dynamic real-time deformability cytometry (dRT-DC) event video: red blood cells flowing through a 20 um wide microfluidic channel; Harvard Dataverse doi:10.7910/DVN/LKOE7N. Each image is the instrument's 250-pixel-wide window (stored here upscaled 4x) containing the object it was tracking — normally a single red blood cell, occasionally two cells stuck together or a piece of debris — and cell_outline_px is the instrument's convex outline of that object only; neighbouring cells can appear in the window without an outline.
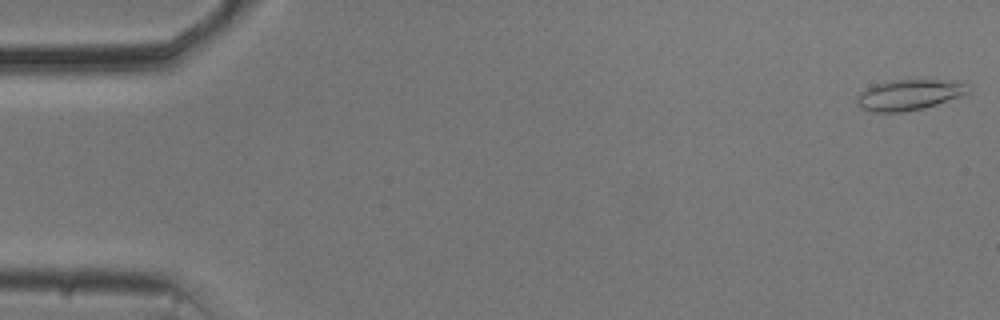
{"species": "common noctule bat (a hibernating species)", "species_latin": "Nyctalus noctula", "temperature_condition": "cold", "stored_images_in_passage": 54, "camera_frame_rate_fps": 3000, "um_per_image_px": 0.085, "animal": {"sex": "male", "body_mass_g": 20.5, "forearm_length_mm": 52.5}, "frame": {"image": 1, "passage_image": 1, "time_ms": 0.0, "image_size_px": [1000, 320], "cell_outline_px": [[972, 92], [924, 108], [900, 112], [872, 112], [860, 108], [856, 104], [856, 96], [860, 92], [876, 84], [892, 80], [952, 80], [968, 84], [972, 88]], "centroid_in_image_um": [77.29, 8.06], "position_along_channel_um": 7.7, "area_um2": 20.0}}
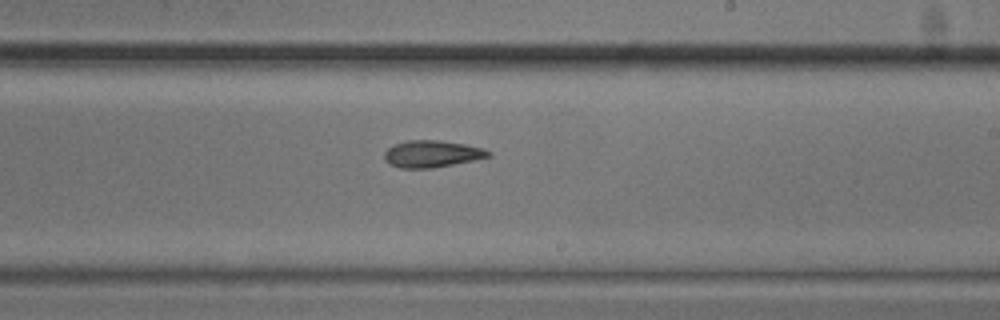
{"frame": {"image": 2, "passage_image": 32, "time_ms": 10.333, "image_size_px": [1000, 320], "cell_outline_px": [[492, 156], [432, 168], [400, 168], [388, 164], [384, 160], [384, 152], [388, 148], [396, 144], [408, 140], [440, 140], [464, 144], [484, 148], [492, 152]], "centroid_in_image_um": [36.7, 13.08], "position_along_channel_um": 252.3, "area_um2": 16.3}}
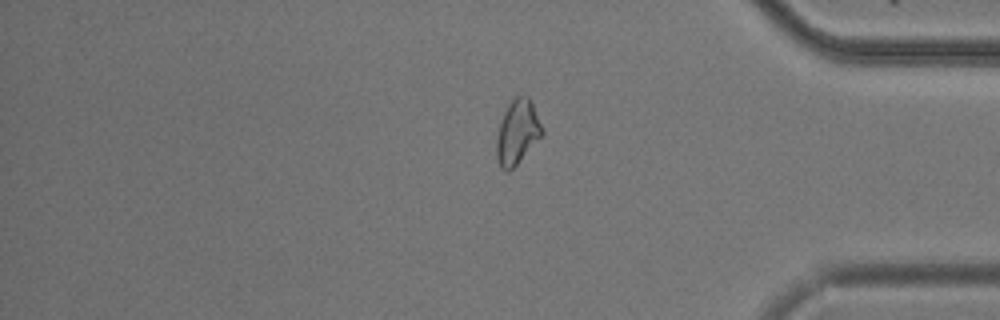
{"frame": {"image": 3, "passage_image": 45, "time_ms": 14.667, "image_size_px": [1000, 320], "cell_outline_px": [[544, 132], [516, 164], [508, 172], [504, 172], [500, 168], [496, 156], [496, 136], [500, 120], [508, 104], [516, 96], [528, 96], [544, 128]], "centroid_in_image_um": [43.94, 11.23], "position_along_channel_um": 391.3, "area_um2": 16.99}}